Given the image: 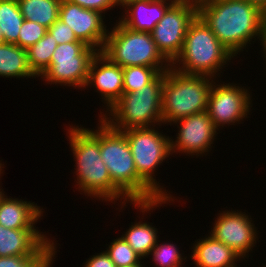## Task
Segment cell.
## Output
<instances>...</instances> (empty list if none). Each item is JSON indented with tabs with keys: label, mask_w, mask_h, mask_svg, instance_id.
I'll return each instance as SVG.
<instances>
[{
	"label": "cell",
	"mask_w": 266,
	"mask_h": 267,
	"mask_svg": "<svg viewBox=\"0 0 266 267\" xmlns=\"http://www.w3.org/2000/svg\"><path fill=\"white\" fill-rule=\"evenodd\" d=\"M69 128V129H68ZM68 141L72 149L77 177L76 186L85 196L101 199L104 202L113 203L121 200V209L126 203L140 209V212H153L154 208L174 202L172 199H159L154 202H132L113 182L109 175L107 166L102 161L100 153V126L97 129H89L75 125L68 127ZM116 200V201H115ZM125 203V204H124ZM149 211V212H147Z\"/></svg>",
	"instance_id": "1"
},
{
	"label": "cell",
	"mask_w": 266,
	"mask_h": 267,
	"mask_svg": "<svg viewBox=\"0 0 266 267\" xmlns=\"http://www.w3.org/2000/svg\"><path fill=\"white\" fill-rule=\"evenodd\" d=\"M198 15L233 56L244 51L253 38L262 42L266 13L247 1L206 0L198 4Z\"/></svg>",
	"instance_id": "2"
},
{
	"label": "cell",
	"mask_w": 266,
	"mask_h": 267,
	"mask_svg": "<svg viewBox=\"0 0 266 267\" xmlns=\"http://www.w3.org/2000/svg\"><path fill=\"white\" fill-rule=\"evenodd\" d=\"M100 153L112 182L132 202H154L162 199L137 173L129 143L123 131L113 129L102 118Z\"/></svg>",
	"instance_id": "3"
},
{
	"label": "cell",
	"mask_w": 266,
	"mask_h": 267,
	"mask_svg": "<svg viewBox=\"0 0 266 267\" xmlns=\"http://www.w3.org/2000/svg\"><path fill=\"white\" fill-rule=\"evenodd\" d=\"M234 56L220 43L209 26L197 15L190 23L181 53L171 67L182 74L220 76ZM223 67V68H222Z\"/></svg>",
	"instance_id": "4"
},
{
	"label": "cell",
	"mask_w": 266,
	"mask_h": 267,
	"mask_svg": "<svg viewBox=\"0 0 266 267\" xmlns=\"http://www.w3.org/2000/svg\"><path fill=\"white\" fill-rule=\"evenodd\" d=\"M213 79L206 75L182 74L172 67L165 71L162 123L171 126L176 120L207 111Z\"/></svg>",
	"instance_id": "5"
},
{
	"label": "cell",
	"mask_w": 266,
	"mask_h": 267,
	"mask_svg": "<svg viewBox=\"0 0 266 267\" xmlns=\"http://www.w3.org/2000/svg\"><path fill=\"white\" fill-rule=\"evenodd\" d=\"M163 82L164 72L141 90L123 93L105 114L100 112L99 118L118 131L161 126Z\"/></svg>",
	"instance_id": "6"
},
{
	"label": "cell",
	"mask_w": 266,
	"mask_h": 267,
	"mask_svg": "<svg viewBox=\"0 0 266 267\" xmlns=\"http://www.w3.org/2000/svg\"><path fill=\"white\" fill-rule=\"evenodd\" d=\"M110 30L101 52L113 63L122 68L153 67L160 73L171 68V62L158 49L150 32L131 30L120 21L116 22Z\"/></svg>",
	"instance_id": "7"
},
{
	"label": "cell",
	"mask_w": 266,
	"mask_h": 267,
	"mask_svg": "<svg viewBox=\"0 0 266 267\" xmlns=\"http://www.w3.org/2000/svg\"><path fill=\"white\" fill-rule=\"evenodd\" d=\"M129 143L138 175L162 198L172 199V195L159 185L154 173L158 165L170 156V137L159 132L155 126L131 128L123 131Z\"/></svg>",
	"instance_id": "8"
},
{
	"label": "cell",
	"mask_w": 266,
	"mask_h": 267,
	"mask_svg": "<svg viewBox=\"0 0 266 267\" xmlns=\"http://www.w3.org/2000/svg\"><path fill=\"white\" fill-rule=\"evenodd\" d=\"M96 49L82 41L57 45L49 67L40 76L47 84H60L78 89L85 88L89 66Z\"/></svg>",
	"instance_id": "9"
},
{
	"label": "cell",
	"mask_w": 266,
	"mask_h": 267,
	"mask_svg": "<svg viewBox=\"0 0 266 267\" xmlns=\"http://www.w3.org/2000/svg\"><path fill=\"white\" fill-rule=\"evenodd\" d=\"M197 15V4L176 0L150 32L158 49L171 63L181 53L186 32Z\"/></svg>",
	"instance_id": "10"
},
{
	"label": "cell",
	"mask_w": 266,
	"mask_h": 267,
	"mask_svg": "<svg viewBox=\"0 0 266 267\" xmlns=\"http://www.w3.org/2000/svg\"><path fill=\"white\" fill-rule=\"evenodd\" d=\"M236 85L224 82L218 85L215 79L213 81L207 112L218 130L221 126L235 125V122L239 124L243 118H248L250 107L253 106L248 89Z\"/></svg>",
	"instance_id": "11"
},
{
	"label": "cell",
	"mask_w": 266,
	"mask_h": 267,
	"mask_svg": "<svg viewBox=\"0 0 266 267\" xmlns=\"http://www.w3.org/2000/svg\"><path fill=\"white\" fill-rule=\"evenodd\" d=\"M214 222L210 235L245 260L259 239L251 216L238 210H226L218 213Z\"/></svg>",
	"instance_id": "12"
},
{
	"label": "cell",
	"mask_w": 266,
	"mask_h": 267,
	"mask_svg": "<svg viewBox=\"0 0 266 267\" xmlns=\"http://www.w3.org/2000/svg\"><path fill=\"white\" fill-rule=\"evenodd\" d=\"M173 123L179 130L176 140L170 139L172 154L179 152L185 153L187 156L189 154V156L196 155L198 157L206 155V152L212 150L211 144H214L218 129L214 126L207 111L192 114Z\"/></svg>",
	"instance_id": "13"
},
{
	"label": "cell",
	"mask_w": 266,
	"mask_h": 267,
	"mask_svg": "<svg viewBox=\"0 0 266 267\" xmlns=\"http://www.w3.org/2000/svg\"><path fill=\"white\" fill-rule=\"evenodd\" d=\"M105 15L100 12L82 8L68 0H61L59 20L67 24L76 38L98 52L104 48L109 29L103 21Z\"/></svg>",
	"instance_id": "14"
},
{
	"label": "cell",
	"mask_w": 266,
	"mask_h": 267,
	"mask_svg": "<svg viewBox=\"0 0 266 267\" xmlns=\"http://www.w3.org/2000/svg\"><path fill=\"white\" fill-rule=\"evenodd\" d=\"M89 86L95 87L96 92L101 94L102 102L104 101L108 110L124 93L123 68L113 63L102 52H98L89 66L85 88Z\"/></svg>",
	"instance_id": "15"
},
{
	"label": "cell",
	"mask_w": 266,
	"mask_h": 267,
	"mask_svg": "<svg viewBox=\"0 0 266 267\" xmlns=\"http://www.w3.org/2000/svg\"><path fill=\"white\" fill-rule=\"evenodd\" d=\"M38 229H9L0 224V257L46 256L55 246Z\"/></svg>",
	"instance_id": "16"
},
{
	"label": "cell",
	"mask_w": 266,
	"mask_h": 267,
	"mask_svg": "<svg viewBox=\"0 0 266 267\" xmlns=\"http://www.w3.org/2000/svg\"><path fill=\"white\" fill-rule=\"evenodd\" d=\"M176 0H139L126 5L119 21L127 28L151 32ZM168 2V3H167Z\"/></svg>",
	"instance_id": "17"
},
{
	"label": "cell",
	"mask_w": 266,
	"mask_h": 267,
	"mask_svg": "<svg viewBox=\"0 0 266 267\" xmlns=\"http://www.w3.org/2000/svg\"><path fill=\"white\" fill-rule=\"evenodd\" d=\"M42 210L35 202L8 198L5 194L0 200V224L9 229H36Z\"/></svg>",
	"instance_id": "18"
},
{
	"label": "cell",
	"mask_w": 266,
	"mask_h": 267,
	"mask_svg": "<svg viewBox=\"0 0 266 267\" xmlns=\"http://www.w3.org/2000/svg\"><path fill=\"white\" fill-rule=\"evenodd\" d=\"M198 240L194 242L190 256L194 267H238L235 262L241 258L231 248L210 234Z\"/></svg>",
	"instance_id": "19"
},
{
	"label": "cell",
	"mask_w": 266,
	"mask_h": 267,
	"mask_svg": "<svg viewBox=\"0 0 266 267\" xmlns=\"http://www.w3.org/2000/svg\"><path fill=\"white\" fill-rule=\"evenodd\" d=\"M36 78L28 64L27 50L12 44H0V77Z\"/></svg>",
	"instance_id": "20"
},
{
	"label": "cell",
	"mask_w": 266,
	"mask_h": 267,
	"mask_svg": "<svg viewBox=\"0 0 266 267\" xmlns=\"http://www.w3.org/2000/svg\"><path fill=\"white\" fill-rule=\"evenodd\" d=\"M24 19L49 28L59 19L61 0H17Z\"/></svg>",
	"instance_id": "21"
},
{
	"label": "cell",
	"mask_w": 266,
	"mask_h": 267,
	"mask_svg": "<svg viewBox=\"0 0 266 267\" xmlns=\"http://www.w3.org/2000/svg\"><path fill=\"white\" fill-rule=\"evenodd\" d=\"M151 223L134 222L129 229L122 234L123 239L143 259L150 255L151 250L157 244L158 231ZM153 226V227H152Z\"/></svg>",
	"instance_id": "22"
},
{
	"label": "cell",
	"mask_w": 266,
	"mask_h": 267,
	"mask_svg": "<svg viewBox=\"0 0 266 267\" xmlns=\"http://www.w3.org/2000/svg\"><path fill=\"white\" fill-rule=\"evenodd\" d=\"M24 20L17 0H0V29L5 43L15 44L18 41Z\"/></svg>",
	"instance_id": "23"
},
{
	"label": "cell",
	"mask_w": 266,
	"mask_h": 267,
	"mask_svg": "<svg viewBox=\"0 0 266 267\" xmlns=\"http://www.w3.org/2000/svg\"><path fill=\"white\" fill-rule=\"evenodd\" d=\"M57 45L56 40L47 31L42 39L27 49L29 67L37 78L49 67Z\"/></svg>",
	"instance_id": "24"
},
{
	"label": "cell",
	"mask_w": 266,
	"mask_h": 267,
	"mask_svg": "<svg viewBox=\"0 0 266 267\" xmlns=\"http://www.w3.org/2000/svg\"><path fill=\"white\" fill-rule=\"evenodd\" d=\"M160 72L148 66H130L123 68V91L124 93L141 90L151 83Z\"/></svg>",
	"instance_id": "25"
},
{
	"label": "cell",
	"mask_w": 266,
	"mask_h": 267,
	"mask_svg": "<svg viewBox=\"0 0 266 267\" xmlns=\"http://www.w3.org/2000/svg\"><path fill=\"white\" fill-rule=\"evenodd\" d=\"M116 267L140 264L141 257L129 246L123 237L113 240L105 250Z\"/></svg>",
	"instance_id": "26"
},
{
	"label": "cell",
	"mask_w": 266,
	"mask_h": 267,
	"mask_svg": "<svg viewBox=\"0 0 266 267\" xmlns=\"http://www.w3.org/2000/svg\"><path fill=\"white\" fill-rule=\"evenodd\" d=\"M159 240L154 248L151 250L150 255H152V262L154 261L156 267H176L179 265H183V260L187 257L182 256L177 245L171 243H161Z\"/></svg>",
	"instance_id": "27"
},
{
	"label": "cell",
	"mask_w": 266,
	"mask_h": 267,
	"mask_svg": "<svg viewBox=\"0 0 266 267\" xmlns=\"http://www.w3.org/2000/svg\"><path fill=\"white\" fill-rule=\"evenodd\" d=\"M46 32L47 28L44 26L25 19L21 26L18 41L15 44L27 50L42 39Z\"/></svg>",
	"instance_id": "28"
},
{
	"label": "cell",
	"mask_w": 266,
	"mask_h": 267,
	"mask_svg": "<svg viewBox=\"0 0 266 267\" xmlns=\"http://www.w3.org/2000/svg\"><path fill=\"white\" fill-rule=\"evenodd\" d=\"M47 31L51 34L53 39L56 40L58 45L80 41L76 38L72 29L59 19L51 25Z\"/></svg>",
	"instance_id": "29"
},
{
	"label": "cell",
	"mask_w": 266,
	"mask_h": 267,
	"mask_svg": "<svg viewBox=\"0 0 266 267\" xmlns=\"http://www.w3.org/2000/svg\"><path fill=\"white\" fill-rule=\"evenodd\" d=\"M45 256H2L0 267H35Z\"/></svg>",
	"instance_id": "30"
},
{
	"label": "cell",
	"mask_w": 266,
	"mask_h": 267,
	"mask_svg": "<svg viewBox=\"0 0 266 267\" xmlns=\"http://www.w3.org/2000/svg\"><path fill=\"white\" fill-rule=\"evenodd\" d=\"M82 8L94 10L105 15L106 11L112 10L116 5V0H68ZM112 8V9H111Z\"/></svg>",
	"instance_id": "31"
},
{
	"label": "cell",
	"mask_w": 266,
	"mask_h": 267,
	"mask_svg": "<svg viewBox=\"0 0 266 267\" xmlns=\"http://www.w3.org/2000/svg\"><path fill=\"white\" fill-rule=\"evenodd\" d=\"M83 267H116V265L106 251H103L88 258Z\"/></svg>",
	"instance_id": "32"
},
{
	"label": "cell",
	"mask_w": 266,
	"mask_h": 267,
	"mask_svg": "<svg viewBox=\"0 0 266 267\" xmlns=\"http://www.w3.org/2000/svg\"><path fill=\"white\" fill-rule=\"evenodd\" d=\"M57 253L56 246L35 266V267H52Z\"/></svg>",
	"instance_id": "33"
},
{
	"label": "cell",
	"mask_w": 266,
	"mask_h": 267,
	"mask_svg": "<svg viewBox=\"0 0 266 267\" xmlns=\"http://www.w3.org/2000/svg\"><path fill=\"white\" fill-rule=\"evenodd\" d=\"M247 1L251 4L256 5L257 7H259L263 12L266 13V0H244Z\"/></svg>",
	"instance_id": "34"
},
{
	"label": "cell",
	"mask_w": 266,
	"mask_h": 267,
	"mask_svg": "<svg viewBox=\"0 0 266 267\" xmlns=\"http://www.w3.org/2000/svg\"><path fill=\"white\" fill-rule=\"evenodd\" d=\"M134 1H139V0H116V5H117V7L122 6V8H124L126 5H128L129 3L134 2Z\"/></svg>",
	"instance_id": "35"
},
{
	"label": "cell",
	"mask_w": 266,
	"mask_h": 267,
	"mask_svg": "<svg viewBox=\"0 0 266 267\" xmlns=\"http://www.w3.org/2000/svg\"><path fill=\"white\" fill-rule=\"evenodd\" d=\"M261 46H262V50H263V56H264V58H266V28H265V31H264V36H263V38H262V42H261V44H260ZM265 61H266V59H265ZM265 65H266V63H265Z\"/></svg>",
	"instance_id": "36"
},
{
	"label": "cell",
	"mask_w": 266,
	"mask_h": 267,
	"mask_svg": "<svg viewBox=\"0 0 266 267\" xmlns=\"http://www.w3.org/2000/svg\"><path fill=\"white\" fill-rule=\"evenodd\" d=\"M4 166V164H2L1 163V161H0V176H1V174L3 173V167ZM1 178V177H0ZM1 180V179H0ZM4 190L3 189H1V187H0V200H1V198L5 195L4 193L5 192H3Z\"/></svg>",
	"instance_id": "37"
},
{
	"label": "cell",
	"mask_w": 266,
	"mask_h": 267,
	"mask_svg": "<svg viewBox=\"0 0 266 267\" xmlns=\"http://www.w3.org/2000/svg\"><path fill=\"white\" fill-rule=\"evenodd\" d=\"M178 1L192 2L198 5L199 3L206 1V0H178Z\"/></svg>",
	"instance_id": "38"
},
{
	"label": "cell",
	"mask_w": 266,
	"mask_h": 267,
	"mask_svg": "<svg viewBox=\"0 0 266 267\" xmlns=\"http://www.w3.org/2000/svg\"><path fill=\"white\" fill-rule=\"evenodd\" d=\"M3 43H5L4 42V37H3V32L0 29V44H3Z\"/></svg>",
	"instance_id": "39"
},
{
	"label": "cell",
	"mask_w": 266,
	"mask_h": 267,
	"mask_svg": "<svg viewBox=\"0 0 266 267\" xmlns=\"http://www.w3.org/2000/svg\"><path fill=\"white\" fill-rule=\"evenodd\" d=\"M122 267H143L142 262L137 265H131V266H122Z\"/></svg>",
	"instance_id": "40"
}]
</instances>
